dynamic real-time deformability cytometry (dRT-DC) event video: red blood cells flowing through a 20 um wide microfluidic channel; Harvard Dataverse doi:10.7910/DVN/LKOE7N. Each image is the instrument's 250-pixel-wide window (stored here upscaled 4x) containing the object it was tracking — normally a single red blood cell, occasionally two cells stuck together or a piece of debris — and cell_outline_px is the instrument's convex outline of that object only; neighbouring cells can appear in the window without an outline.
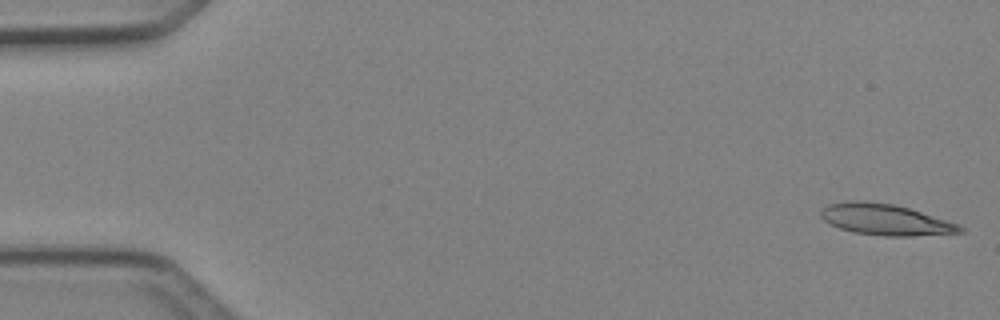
{"species": "Egyptian fruit bat (a non-hibernating species)", "species_latin": "Rousettus aegyptiacus", "temperature_condition": "cold", "stored_images_in_passage": 47, "camera_frame_rate_fps": 3000, "um_per_image_px": 0.085, "animal": {"sex": "female"}, "frame": {"image": 1, "passage_image": 1, "time_ms": 0.0, "image_size_px": [1000, 320], "cell_outline_px": [[964, 232], [912, 236], [884, 236], [852, 232], [840, 228], [824, 220], [820, 216], [820, 212], [828, 204], [848, 200], [864, 200], [892, 204], [908, 208], [956, 224], [964, 228]], "centroid_in_image_um": [75.2, 18.66], "position_along_channel_um": 9.8, "area_um2": 24.91}}
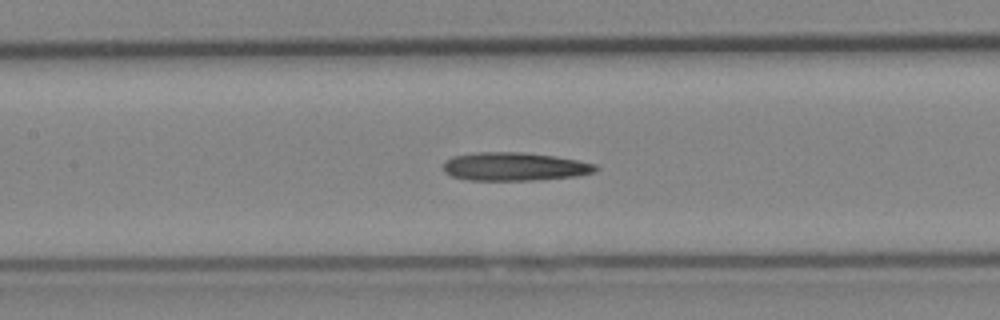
{"frame": {"image": 2, "passage_image": 22, "time_ms": 7.0, "image_size_px": [1000, 320], "cell_outline_px": [[600, 168], [596, 172], [576, 176], [532, 180], [468, 180], [452, 176], [444, 172], [444, 160], [452, 156], [476, 152], [524, 152], [552, 156], [576, 160], [596, 164]], "centroid_in_image_um": [43.72, 14.16], "position_along_channel_um": 163.7, "area_um2": 25.2}}
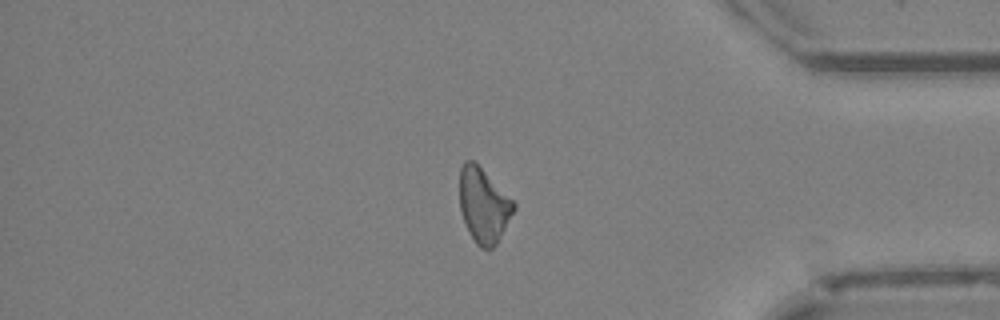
{"frame": {"image": 3, "passage_image": 40, "time_ms": 13.0, "image_size_px": [1000, 320], "cell_outline_px": [[516, 208], [496, 244], [492, 248], [480, 248], [476, 244], [468, 232], [460, 212], [460, 168], [464, 160], [472, 160], [516, 204]], "centroid_in_image_um": [41.08, 17.49], "position_along_channel_um": 394.1, "area_um2": 23.12}}